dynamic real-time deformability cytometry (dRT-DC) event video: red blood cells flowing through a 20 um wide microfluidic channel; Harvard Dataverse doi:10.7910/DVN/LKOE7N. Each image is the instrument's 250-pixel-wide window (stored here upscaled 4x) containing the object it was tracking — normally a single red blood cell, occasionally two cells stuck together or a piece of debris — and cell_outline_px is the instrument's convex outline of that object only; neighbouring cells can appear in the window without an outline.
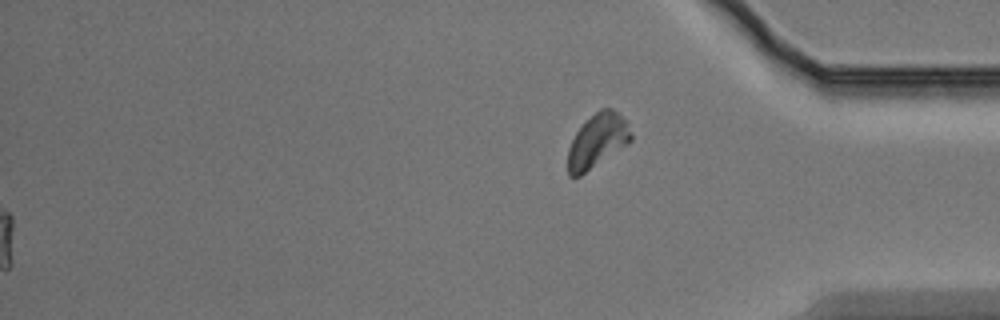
{"species": "Egyptian fruit bat (a non-hibernating species)", "species_latin": "Rousettus aegyptiacus", "temperature_condition": "warm", "stored_images_in_passage": 47, "segment_of_instrument_passage": [2, 2], "camera_frame_rate_fps": 3000, "um_per_image_px": 0.085, "animal": {"sex": "male"}, "frame": {"image": 1, "passage_image": 47, "time_ms": 15.333, "image_size_px": [1000, 320], "cell_outline_px": [[632, 140], [628, 144], [580, 176], [568, 176], [568, 148], [576, 132], [600, 108], [612, 108], [628, 120], [632, 132]], "centroid_in_image_um": [50.82, 11.96], "position_along_channel_um": 384.4, "area_um2": 19.77}}